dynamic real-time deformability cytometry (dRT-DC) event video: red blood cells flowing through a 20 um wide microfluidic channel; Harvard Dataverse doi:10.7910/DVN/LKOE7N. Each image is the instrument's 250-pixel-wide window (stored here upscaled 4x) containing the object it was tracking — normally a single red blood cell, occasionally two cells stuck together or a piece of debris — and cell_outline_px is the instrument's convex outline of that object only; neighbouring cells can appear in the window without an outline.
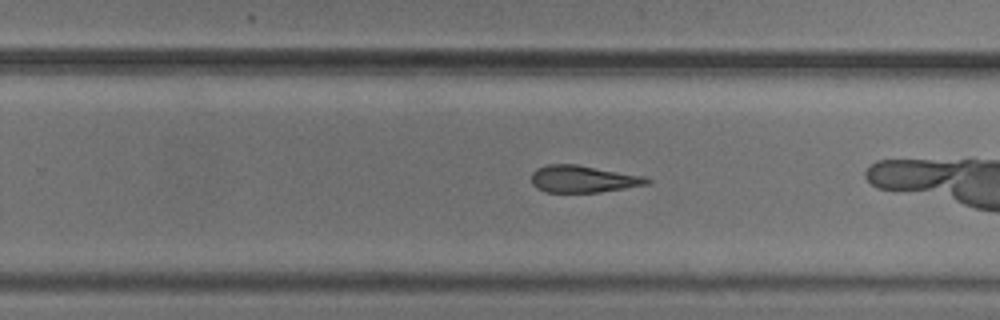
{"species": "common noctule bat (a hibernating species)", "species_latin": "Nyctalus noctula", "temperature_condition": "cold", "stored_images_in_passage": 37, "camera_frame_rate_fps": 3000, "um_per_image_px": 0.085, "animal": {"sex": "male", "body_mass_g": 20.5, "forearm_length_mm": 52.5}, "frame": {"image": 1, "passage_image": 22, "time_ms": 7.0, "image_size_px": [1000, 320], "cell_outline_px": [[652, 180], [648, 184], [600, 192], [544, 192], [536, 188], [532, 184], [532, 172], [536, 168], [548, 164], [576, 164], [648, 176]], "centroid_in_image_um": [49.58, 15.21], "position_along_channel_um": 280.2, "area_um2": 18.44}, "authors_computed_cell_mechanics": {"area_um2": 19.1896, "velocity_mm_per_s": 3.7243, "shape_relaxation_time_tau1_ms": 2.3311, "shape_relaxation_time_tau2_ms": 5.7977, "deformation_change_tau1": 0.0771, "deformation_change_tau2": 0.1956}}